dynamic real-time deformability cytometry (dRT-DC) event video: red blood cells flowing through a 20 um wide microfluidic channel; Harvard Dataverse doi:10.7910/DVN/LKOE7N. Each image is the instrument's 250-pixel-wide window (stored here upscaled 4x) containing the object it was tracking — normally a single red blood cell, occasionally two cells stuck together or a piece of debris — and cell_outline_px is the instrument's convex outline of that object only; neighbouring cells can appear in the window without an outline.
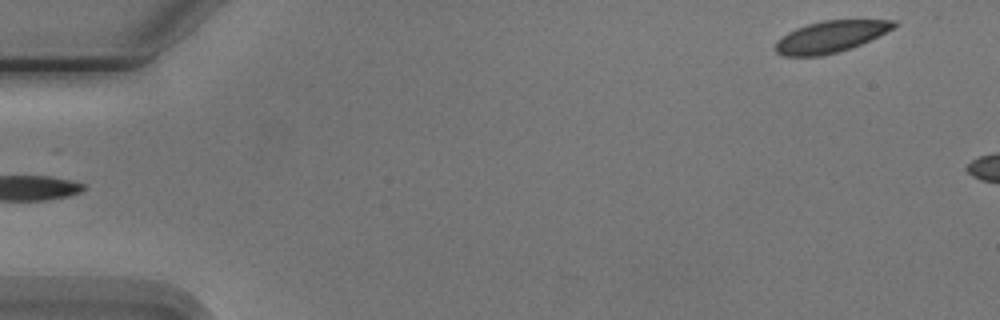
{"species": "Egyptian fruit bat (a non-hibernating species)", "species_latin": "Rousettus aegyptiacus", "temperature_condition": "cold", "stored_images_in_passage": 5, "segment_of_instrument_passage": [2, 2], "camera_frame_rate_fps": 3000, "um_per_image_px": 0.085, "animal": {"sex": "male"}, "frame": {"image": 1, "passage_image": 5, "time_ms": 5.333, "image_size_px": [1000, 320], "cell_outline_px": [[900, 24], [860, 44], [836, 52], [820, 56], [784, 56], [776, 52], [772, 48], [776, 40], [788, 32], [796, 28], [808, 24], [824, 20], [896, 20]], "centroid_in_image_um": [70.52, 3.11], "position_along_channel_um": 14.5, "area_um2": 21.56}}